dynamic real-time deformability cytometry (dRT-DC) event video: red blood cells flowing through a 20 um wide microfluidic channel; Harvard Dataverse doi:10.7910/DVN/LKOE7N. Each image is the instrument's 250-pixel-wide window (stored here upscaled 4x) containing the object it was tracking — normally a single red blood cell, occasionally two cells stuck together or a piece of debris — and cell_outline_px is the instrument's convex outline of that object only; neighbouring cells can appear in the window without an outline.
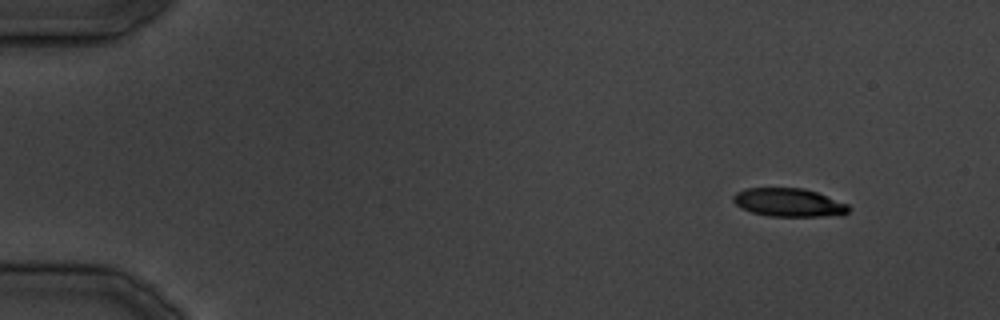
{"species": "common noctule bat (a hibernating species)", "species_latin": "Nyctalus noctula", "temperature_condition": "cold", "stored_images_in_passage": 14, "camera_frame_rate_fps": 3000, "um_per_image_px": 0.085, "animal": {"sex": "male", "body_mass_g": 19.5, "forearm_length_mm": 54.6}, "frame": {"image": 1, "passage_image": 1, "time_ms": 0.0, "image_size_px": [1000, 320], "cell_outline_px": [[852, 208], [844, 216], [768, 216], [752, 212], [740, 208], [732, 200], [732, 196], [736, 192], [744, 188], [804, 188], [816, 192], [848, 204]], "centroid_in_image_um": [67.06, 17.22], "position_along_channel_um": 17.9, "area_um2": 19.31}}
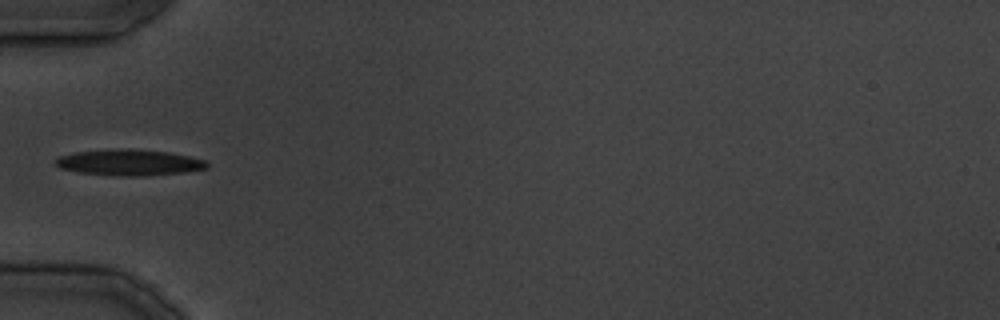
{"frame": {"image": 2, "passage_image": 10, "time_ms": 11.0, "image_size_px": [1000, 320], "cell_outline_px": [[208, 168], [188, 172], [144, 176], [124, 176], [80, 172], [60, 168], [56, 164], [56, 156], [76, 152], [132, 148], [168, 152], [192, 156], [208, 160]], "centroid_in_image_um": [11.08, 13.81], "position_along_channel_um": 73.9, "area_um2": 23.06}}
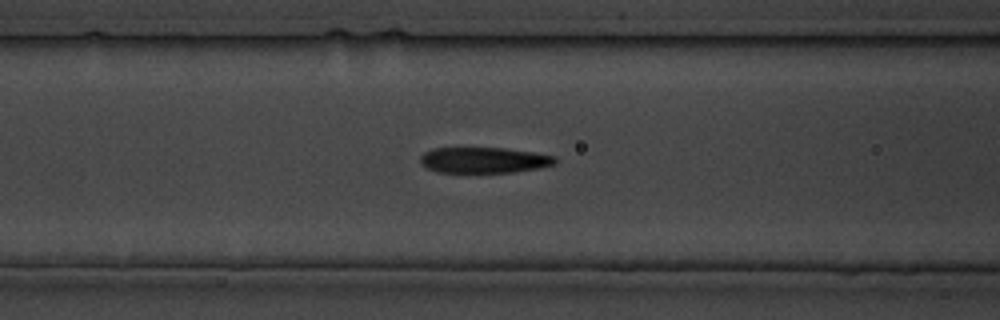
{"frame": {"image": 3, "passage_image": 13, "time_ms": 14.333, "image_size_px": [1000, 320], "cell_outline_px": [[556, 164], [536, 168], [512, 172], [436, 172], [428, 168], [420, 160], [420, 156], [424, 152], [432, 148], [504, 148], [532, 152], [556, 156]], "centroid_in_image_um": [41.13, 13.6], "position_along_channel_um": 125.5, "area_um2": 20.06}}